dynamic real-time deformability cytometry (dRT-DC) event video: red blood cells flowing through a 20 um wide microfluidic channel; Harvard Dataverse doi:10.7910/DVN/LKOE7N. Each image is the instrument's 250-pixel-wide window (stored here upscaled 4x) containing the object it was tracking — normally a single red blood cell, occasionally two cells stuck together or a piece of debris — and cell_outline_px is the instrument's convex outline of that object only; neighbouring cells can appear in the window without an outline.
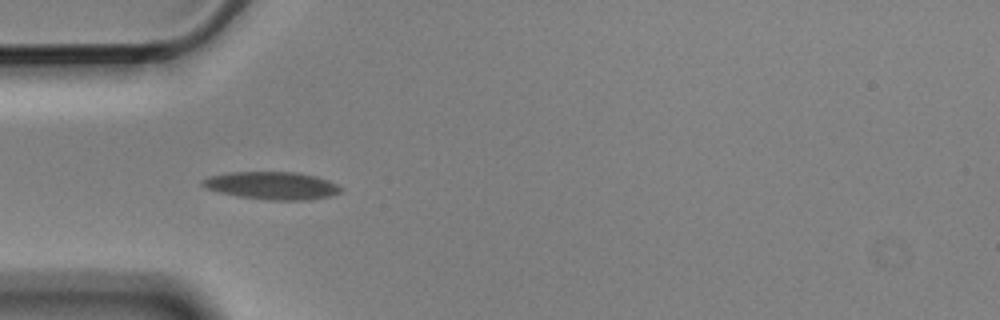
{"species": "Egyptian fruit bat (a non-hibernating species)", "species_latin": "Rousettus aegyptiacus", "temperature_condition": "cold", "stored_images_in_passage": 5, "camera_frame_rate_fps": 3000, "um_per_image_px": 0.085, "animal": {"sex": "male"}, "frame": {"image": 1, "passage_image": 4, "time_ms": 1.0, "image_size_px": [1000, 320], "cell_outline_px": [[344, 188], [340, 192], [328, 196], [308, 200], [272, 200], [240, 196], [220, 192], [208, 188], [200, 184], [200, 180], [208, 176], [232, 172], [296, 172], [316, 176], [328, 180]], "centroid_in_image_um": [23.13, 15.76], "position_along_channel_um": 61.9, "area_um2": 22.14}}
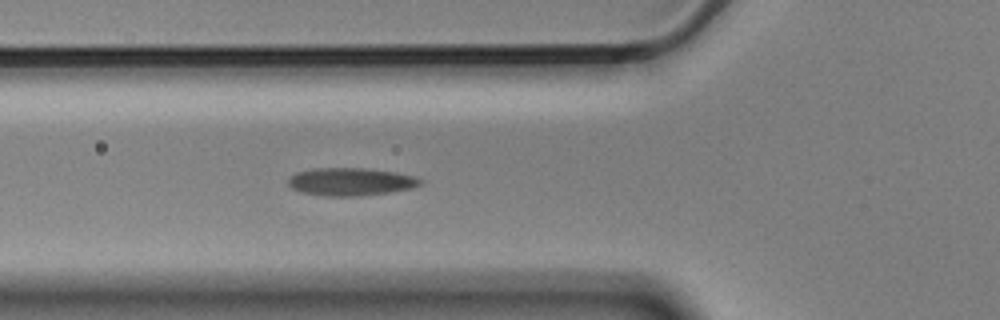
{"frame": {"image": 2, "passage_image": 5, "time_ms": 1.333, "image_size_px": [1000, 320], "cell_outline_px": [[424, 180], [420, 184], [412, 188], [388, 192], [360, 196], [324, 196], [300, 192], [292, 188], [288, 184], [288, 180], [296, 172], [312, 168], [364, 168], [396, 172], [416, 176]], "centroid_in_image_um": [29.81, 15.44], "position_along_channel_um": 96.0, "area_um2": 21.5}}